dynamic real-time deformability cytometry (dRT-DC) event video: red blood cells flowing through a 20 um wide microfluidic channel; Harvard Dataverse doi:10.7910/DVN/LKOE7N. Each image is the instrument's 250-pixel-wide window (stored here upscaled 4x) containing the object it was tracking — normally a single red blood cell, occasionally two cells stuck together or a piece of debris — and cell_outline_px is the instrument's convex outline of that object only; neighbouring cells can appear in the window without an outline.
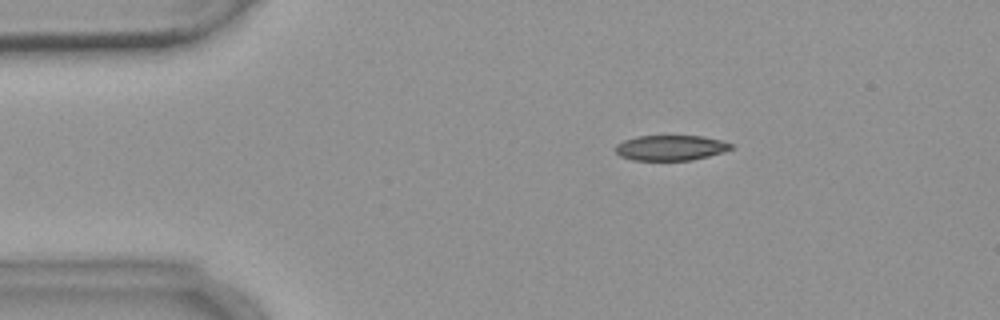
{"species": "common noctule bat (a hibernating species)", "species_latin": "Nyctalus noctula", "temperature_condition": "warm", "stored_images_in_passage": 7, "camera_frame_rate_fps": 3000, "um_per_image_px": 0.085, "animal": {"sex": "female", "body_mass_g": 18.4}, "frame": {"image": 1, "passage_image": 3, "time_ms": 3.0, "image_size_px": [1000, 320], "cell_outline_px": [[732, 148], [724, 152], [692, 160], [632, 160], [620, 156], [616, 152], [616, 144], [624, 140], [636, 136], [704, 136], [720, 140], [732, 144]], "centroid_in_image_um": [56.99, 12.56], "position_along_channel_um": 28.0, "area_um2": 16.99}}
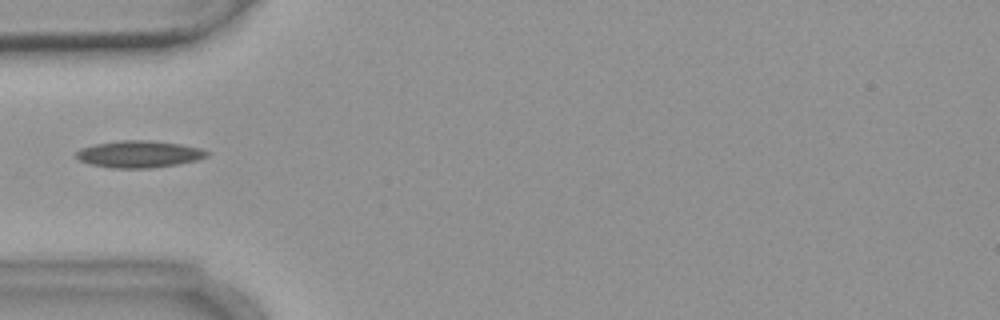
{"frame": {"image": 2, "passage_image": 5, "time_ms": 5.667, "image_size_px": [1000, 320], "cell_outline_px": [[212, 152], [208, 156], [196, 160], [176, 164], [152, 168], [112, 168], [88, 164], [72, 156], [80, 148], [96, 144], [120, 140], [152, 140], [180, 144], [200, 148]], "centroid_in_image_um": [11.8, 13.1], "position_along_channel_um": 73.2, "area_um2": 20.69}}
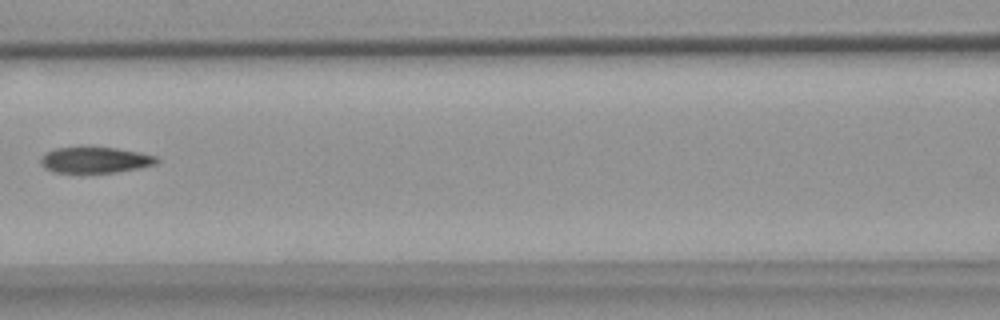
{"frame": {"image": 3, "passage_image": 7, "time_ms": 8.0, "image_size_px": [1000, 320], "cell_outline_px": [[160, 160], [156, 164], [116, 172], [56, 172], [44, 168], [40, 164], [40, 156], [44, 152], [56, 148], [116, 148], [140, 152], [156, 156]], "centroid_in_image_um": [8.06, 13.6], "position_along_channel_um": 158.5, "area_um2": 17.34}}